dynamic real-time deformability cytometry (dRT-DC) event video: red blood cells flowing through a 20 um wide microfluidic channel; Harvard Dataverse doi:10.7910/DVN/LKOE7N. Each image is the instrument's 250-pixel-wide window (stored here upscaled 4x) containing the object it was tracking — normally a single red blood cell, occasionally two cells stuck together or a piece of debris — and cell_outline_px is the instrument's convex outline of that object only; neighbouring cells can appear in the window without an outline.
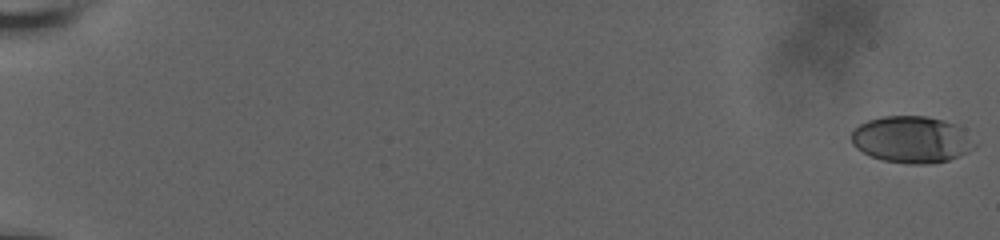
{"species": "human", "species_latin": "Homo sapiens", "temperature_condition": "room temperature", "stored_images_in_passage": 84, "camera_frame_rate_fps": 3000, "um_per_image_px": 0.085, "donor": {"sex": "male"}, "frame": {"image": 1, "passage_image": 1, "time_ms": 0.0, "image_size_px": [1000, 240], "cell_outline_px": [[976, 144], [968, 152], [948, 160], [928, 164], [908, 164], [884, 160], [872, 156], [856, 148], [852, 144], [852, 132], [860, 124], [868, 120], [884, 116], [928, 116], [944, 120], [952, 124]], "centroid_in_image_um": [77.43, 11.86], "position_along_channel_um": 7.6, "area_um2": 32.89}}
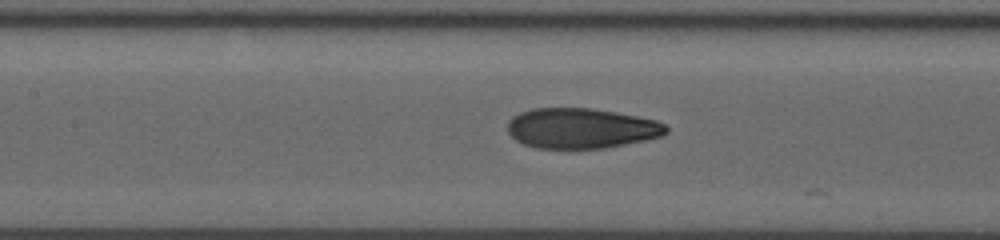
{"frame": {"image": 2, "passage_image": 47, "time_ms": 10.0, "image_size_px": [1000, 240], "cell_outline_px": [[668, 132], [664, 136], [648, 140], [604, 148], [536, 148], [524, 144], [516, 140], [508, 132], [508, 120], [512, 116], [520, 112], [532, 108], [592, 108], [616, 112], [656, 120], [664, 124], [668, 128]], "centroid_in_image_um": [49.42, 10.9], "position_along_channel_um": 158.0, "area_um2": 37.4}}
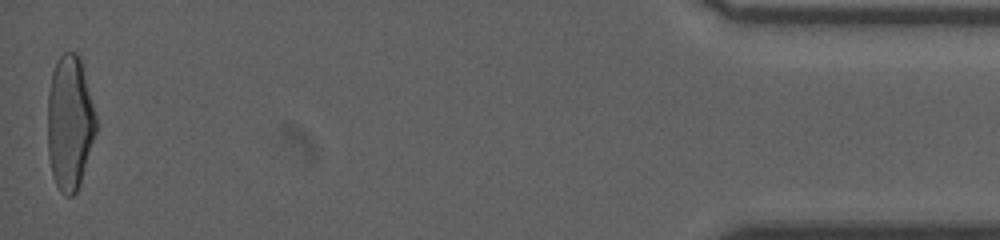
{"frame": {"image": 3, "passage_image": 84, "time_ms": 19.333, "image_size_px": [1000, 240], "cell_outline_px": [[96, 132], [80, 184], [76, 192], [72, 196], [64, 196], [60, 192], [52, 176], [48, 156], [48, 92], [52, 72], [56, 60], [64, 52], [76, 52], [80, 56], [96, 116]], "centroid_in_image_um": [5.92, 10.44], "position_along_channel_um": 429.3, "area_um2": 38.15}, "authors_computed_cell_mechanics": {"area_um2": 36.7319, "velocity_mm_per_s": 3.7876, "shape_relaxation_time_tau1_ms": 11.1615, "shape_relaxation_time_tau2_ms": 1.2462, "deformation_change_tau1": 0.334, "deformation_change_tau2": 0.0811}}